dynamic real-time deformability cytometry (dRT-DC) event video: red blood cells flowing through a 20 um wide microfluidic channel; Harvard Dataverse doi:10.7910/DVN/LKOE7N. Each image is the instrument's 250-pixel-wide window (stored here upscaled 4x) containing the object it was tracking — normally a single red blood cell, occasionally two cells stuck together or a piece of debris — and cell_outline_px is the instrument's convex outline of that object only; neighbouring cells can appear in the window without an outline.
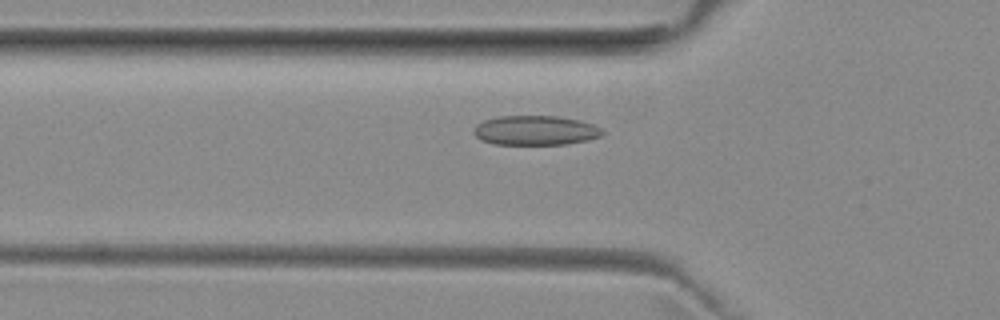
{"species": "common noctule bat (a hibernating species)", "species_latin": "Nyctalus noctula", "temperature_condition": "room temperature", "stored_images_in_passage": 53, "camera_frame_rate_fps": 3000, "um_per_image_px": 0.085, "animal": {"sex": "female", "body_mass_g": 29.2, "forearm_length_mm": 56.3}, "frame": {"image": 1, "passage_image": 18, "time_ms": 5.667, "image_size_px": [1000, 320], "cell_outline_px": [[604, 132], [600, 136], [588, 140], [568, 144], [492, 144], [480, 140], [472, 132], [472, 128], [476, 124], [484, 120], [500, 116], [560, 116], [580, 120], [596, 124]], "centroid_in_image_um": [45.5, 11.08], "position_along_channel_um": 80.3, "area_um2": 22.43}}
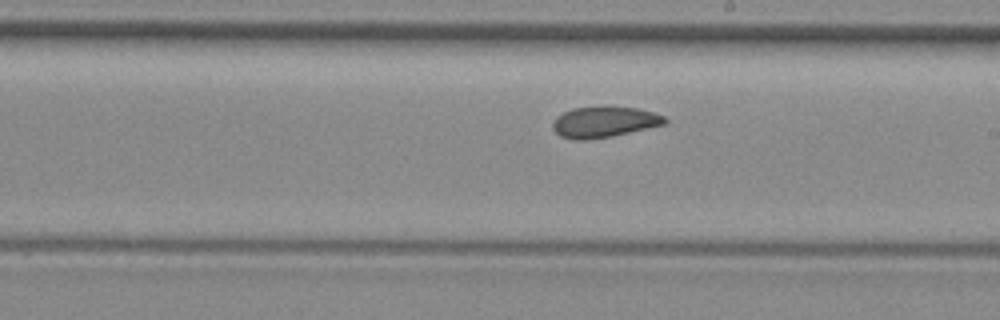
{"frame": {"image": 2, "passage_image": 30, "time_ms": 9.667, "image_size_px": [1000, 320], "cell_outline_px": [[668, 120], [664, 124], [612, 136], [584, 140], [576, 140], [560, 136], [552, 128], [552, 124], [556, 116], [572, 108], [604, 104], [608, 104], [636, 108], [652, 112], [664, 116]], "centroid_in_image_um": [51.32, 10.33], "position_along_channel_um": 237.7, "area_um2": 20.58}}
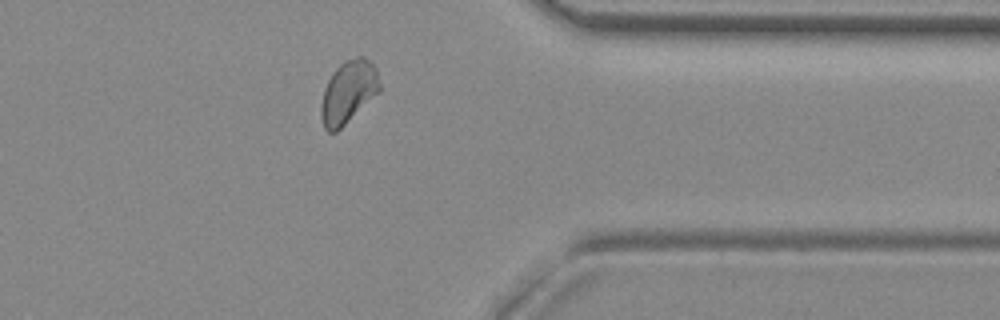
{"frame": {"image": 3, "passage_image": 42, "time_ms": 13.667, "image_size_px": [1000, 320], "cell_outline_px": [[380, 92], [336, 132], [328, 132], [324, 128], [320, 116], [320, 104], [324, 88], [332, 72], [340, 64], [356, 56], [364, 56], [376, 68], [380, 84]], "centroid_in_image_um": [29.59, 7.83], "position_along_channel_um": 381.8, "area_um2": 21.44}, "authors_computed_cell_mechanics": {"area_um2": 21.3282, "velocity_mm_per_s": 3.9285, "shape_relaxation_time_tau1_ms": 3.8167, "shape_relaxation_time_tau2_ms": 2.2444, "deformation_change_tau1": 0.0773, "deformation_change_tau2": 0.0635}}